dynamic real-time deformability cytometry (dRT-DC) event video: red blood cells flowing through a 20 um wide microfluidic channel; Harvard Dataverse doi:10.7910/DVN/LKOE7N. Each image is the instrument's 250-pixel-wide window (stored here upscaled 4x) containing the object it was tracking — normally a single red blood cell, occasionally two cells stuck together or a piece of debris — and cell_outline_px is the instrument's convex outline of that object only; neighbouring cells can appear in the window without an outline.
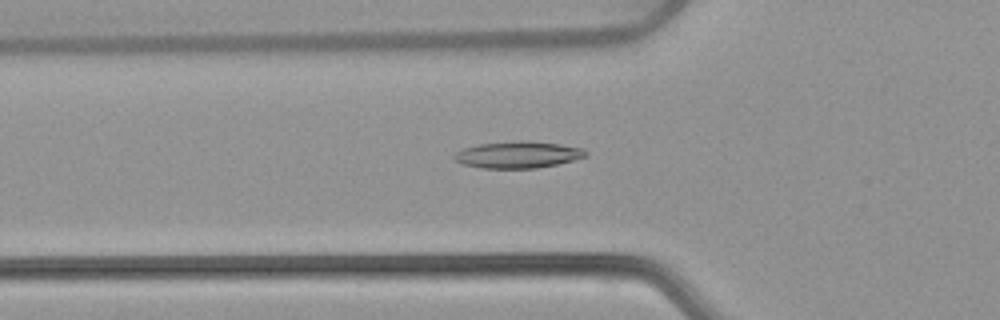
{"species": "common noctule bat (a hibernating species)", "species_latin": "Nyctalus noctula", "temperature_condition": "warm", "stored_images_in_passage": 54, "camera_frame_rate_fps": 3000, "um_per_image_px": 0.085, "animal": {"sex": "female", "body_mass_g": 22.7, "forearm_length_mm": 54.2}, "frame": {"image": 1, "passage_image": 19, "time_ms": 6.0, "image_size_px": [1000, 320], "cell_outline_px": [[588, 152], [584, 156], [572, 160], [556, 164], [536, 168], [480, 168], [464, 164], [456, 160], [452, 156], [456, 152], [464, 148], [480, 144], [520, 140], [560, 144], [584, 148]], "centroid_in_image_um": [44.01, 13.14], "position_along_channel_um": 81.8, "area_um2": 20.23}}
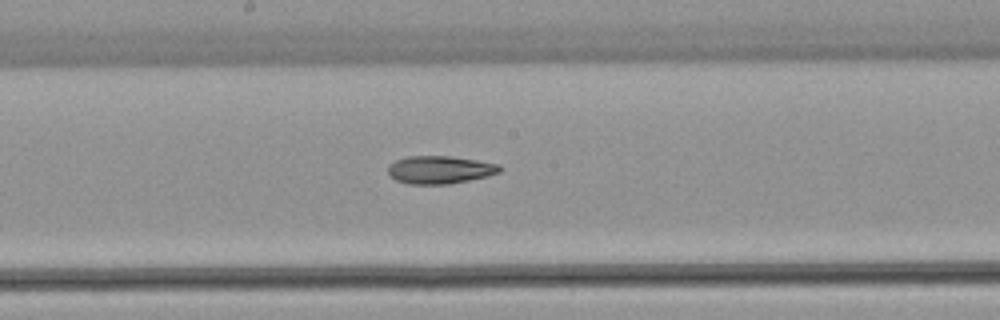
{"frame": {"image": 2, "passage_image": 29, "time_ms": 9.333, "image_size_px": [1000, 320], "cell_outline_px": [[504, 168], [500, 172], [488, 176], [448, 184], [408, 184], [396, 180], [388, 172], [388, 164], [396, 160], [408, 156], [452, 156], [500, 164]], "centroid_in_image_um": [37.41, 14.42], "position_along_channel_um": 210.8, "area_um2": 18.21}}
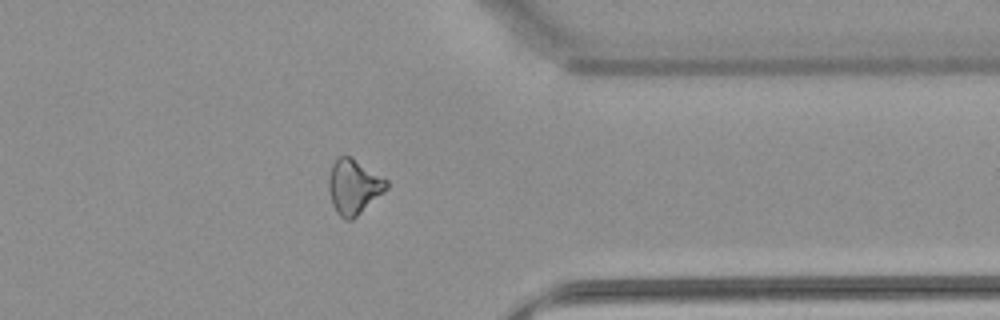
{"frame": {"image": 3, "passage_image": 43, "time_ms": 14.0, "image_size_px": [1000, 320], "cell_outline_px": [[388, 188], [384, 192], [352, 220], [344, 220], [336, 212], [332, 204], [328, 188], [328, 180], [332, 164], [336, 156], [352, 156], [388, 180]], "centroid_in_image_um": [30.06, 15.85], "position_along_channel_um": 381.3, "area_um2": 18.67}, "authors_computed_cell_mechanics": {"area_um2": 19.2763, "velocity_mm_per_s": 3.8457, "shape_relaxation_time_tau1_ms": 11.0356, "shape_relaxation_time_tau2_ms": 10.7225, "deformation_change_tau1": 0.2053, "deformation_change_tau2": 0.2339}}